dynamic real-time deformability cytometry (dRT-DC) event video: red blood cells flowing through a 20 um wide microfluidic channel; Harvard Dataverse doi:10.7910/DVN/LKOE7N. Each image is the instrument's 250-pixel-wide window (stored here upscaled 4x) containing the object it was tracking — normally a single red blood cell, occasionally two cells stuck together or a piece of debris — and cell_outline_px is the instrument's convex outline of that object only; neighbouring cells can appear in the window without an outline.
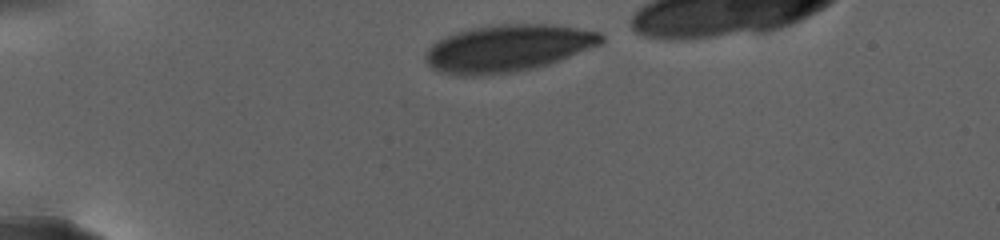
{"species": "human", "species_latin": "Homo sapiens", "temperature_condition": "warm", "stored_images_in_passage": 26, "camera_frame_rate_fps": 3000, "um_per_image_px": 0.085, "donor": {"sex": "female"}, "frame": {"image": 1, "passage_image": 1, "time_ms": 0.0, "image_size_px": [1000, 240], "cell_outline_px": [[604, 40], [600, 44], [560, 60], [548, 64], [532, 68], [512, 72], [468, 76], [460, 76], [440, 72], [432, 68], [424, 60], [424, 52], [436, 40], [444, 36], [456, 32], [472, 28], [492, 24], [548, 24], [576, 28], [600, 32], [604, 36]], "centroid_in_image_um": [43.1, 4.09], "position_along_channel_um": 41.9, "area_um2": 48.21}}
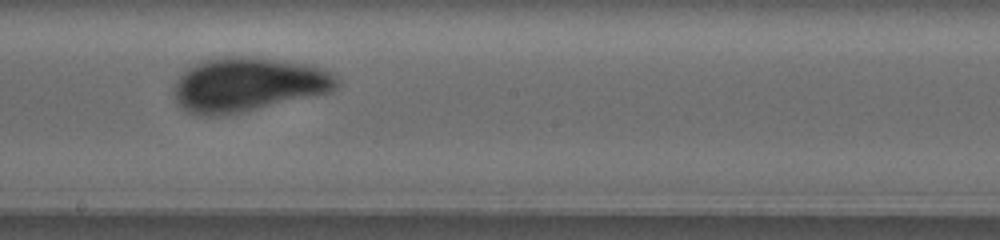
{"frame": {"image": 2, "passage_image": 15, "time_ms": 9.333, "image_size_px": [1000, 240], "cell_outline_px": [[344, 84], [332, 92], [316, 96], [224, 116], [196, 116], [188, 112], [176, 100], [176, 80], [192, 64], [200, 60], [224, 56], [244, 56], [308, 64], [324, 68], [332, 72]], "centroid_in_image_um": [21.15, 7.19], "position_along_channel_um": 227.1, "area_um2": 51.96}}
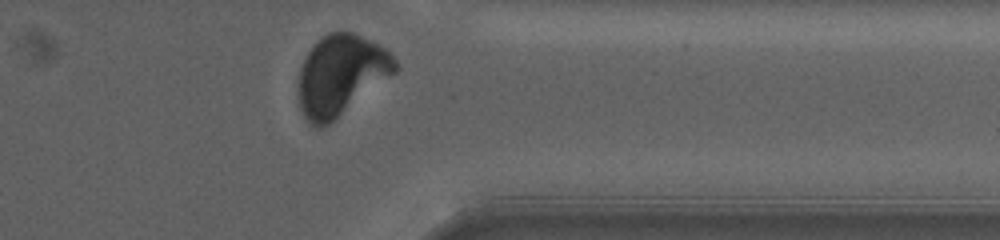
{"frame": {"image": 3, "passage_image": 26, "time_ms": 15.667, "image_size_px": [1000, 240], "cell_outline_px": [[400, 68], [396, 72], [328, 124], [320, 128], [316, 128], [308, 124], [300, 108], [300, 68], [312, 44], [316, 40], [328, 32], [352, 32], [384, 48], [396, 60]], "centroid_in_image_um": [28.96, 6.38], "position_along_channel_um": 382.4, "area_um2": 44.62}}